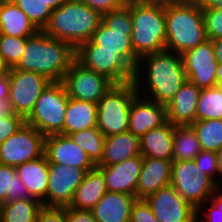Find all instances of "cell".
I'll return each instance as SVG.
<instances>
[{"label": "cell", "instance_id": "7", "mask_svg": "<svg viewBox=\"0 0 222 222\" xmlns=\"http://www.w3.org/2000/svg\"><path fill=\"white\" fill-rule=\"evenodd\" d=\"M68 94L62 81L50 82L40 94L25 122L42 135L63 134Z\"/></svg>", "mask_w": 222, "mask_h": 222}, {"label": "cell", "instance_id": "29", "mask_svg": "<svg viewBox=\"0 0 222 222\" xmlns=\"http://www.w3.org/2000/svg\"><path fill=\"white\" fill-rule=\"evenodd\" d=\"M201 150L197 134L191 125L174 127L173 161L194 160Z\"/></svg>", "mask_w": 222, "mask_h": 222}, {"label": "cell", "instance_id": "53", "mask_svg": "<svg viewBox=\"0 0 222 222\" xmlns=\"http://www.w3.org/2000/svg\"><path fill=\"white\" fill-rule=\"evenodd\" d=\"M8 71H9L8 67L5 65L2 57L0 56V75L8 73Z\"/></svg>", "mask_w": 222, "mask_h": 222}, {"label": "cell", "instance_id": "31", "mask_svg": "<svg viewBox=\"0 0 222 222\" xmlns=\"http://www.w3.org/2000/svg\"><path fill=\"white\" fill-rule=\"evenodd\" d=\"M42 203L35 199H22L0 205V222H36Z\"/></svg>", "mask_w": 222, "mask_h": 222}, {"label": "cell", "instance_id": "54", "mask_svg": "<svg viewBox=\"0 0 222 222\" xmlns=\"http://www.w3.org/2000/svg\"><path fill=\"white\" fill-rule=\"evenodd\" d=\"M203 0H174V2L178 3H193V4H200Z\"/></svg>", "mask_w": 222, "mask_h": 222}, {"label": "cell", "instance_id": "28", "mask_svg": "<svg viewBox=\"0 0 222 222\" xmlns=\"http://www.w3.org/2000/svg\"><path fill=\"white\" fill-rule=\"evenodd\" d=\"M97 127V104L69 97L63 124V134Z\"/></svg>", "mask_w": 222, "mask_h": 222}, {"label": "cell", "instance_id": "5", "mask_svg": "<svg viewBox=\"0 0 222 222\" xmlns=\"http://www.w3.org/2000/svg\"><path fill=\"white\" fill-rule=\"evenodd\" d=\"M130 14L133 27L131 39L136 56L141 59L165 50V4L130 3Z\"/></svg>", "mask_w": 222, "mask_h": 222}, {"label": "cell", "instance_id": "2", "mask_svg": "<svg viewBox=\"0 0 222 222\" xmlns=\"http://www.w3.org/2000/svg\"><path fill=\"white\" fill-rule=\"evenodd\" d=\"M75 60L76 48L72 44L39 31L27 37L25 51L15 69L36 72L51 82H57L63 80Z\"/></svg>", "mask_w": 222, "mask_h": 222}, {"label": "cell", "instance_id": "56", "mask_svg": "<svg viewBox=\"0 0 222 222\" xmlns=\"http://www.w3.org/2000/svg\"><path fill=\"white\" fill-rule=\"evenodd\" d=\"M218 86H219V88L221 89V91H222V84H218Z\"/></svg>", "mask_w": 222, "mask_h": 222}, {"label": "cell", "instance_id": "46", "mask_svg": "<svg viewBox=\"0 0 222 222\" xmlns=\"http://www.w3.org/2000/svg\"><path fill=\"white\" fill-rule=\"evenodd\" d=\"M211 41L214 48L216 61L218 63H222V37Z\"/></svg>", "mask_w": 222, "mask_h": 222}, {"label": "cell", "instance_id": "18", "mask_svg": "<svg viewBox=\"0 0 222 222\" xmlns=\"http://www.w3.org/2000/svg\"><path fill=\"white\" fill-rule=\"evenodd\" d=\"M145 98V99H144ZM167 122L166 106L137 94L130 106L128 130L142 137Z\"/></svg>", "mask_w": 222, "mask_h": 222}, {"label": "cell", "instance_id": "37", "mask_svg": "<svg viewBox=\"0 0 222 222\" xmlns=\"http://www.w3.org/2000/svg\"><path fill=\"white\" fill-rule=\"evenodd\" d=\"M207 38L214 40L222 37V9H202Z\"/></svg>", "mask_w": 222, "mask_h": 222}, {"label": "cell", "instance_id": "47", "mask_svg": "<svg viewBox=\"0 0 222 222\" xmlns=\"http://www.w3.org/2000/svg\"><path fill=\"white\" fill-rule=\"evenodd\" d=\"M201 9H222V0H203Z\"/></svg>", "mask_w": 222, "mask_h": 222}, {"label": "cell", "instance_id": "6", "mask_svg": "<svg viewBox=\"0 0 222 222\" xmlns=\"http://www.w3.org/2000/svg\"><path fill=\"white\" fill-rule=\"evenodd\" d=\"M130 3L102 15V21L87 41L95 50L116 51L134 71L140 60L132 46Z\"/></svg>", "mask_w": 222, "mask_h": 222}, {"label": "cell", "instance_id": "22", "mask_svg": "<svg viewBox=\"0 0 222 222\" xmlns=\"http://www.w3.org/2000/svg\"><path fill=\"white\" fill-rule=\"evenodd\" d=\"M136 199L130 194L107 191L91 211L97 222H130Z\"/></svg>", "mask_w": 222, "mask_h": 222}, {"label": "cell", "instance_id": "44", "mask_svg": "<svg viewBox=\"0 0 222 222\" xmlns=\"http://www.w3.org/2000/svg\"><path fill=\"white\" fill-rule=\"evenodd\" d=\"M209 203L211 205L210 207L207 206L208 208H205V211L197 210V219L199 218V216H203L200 220H204V222H222V211H220L219 208L212 201H209Z\"/></svg>", "mask_w": 222, "mask_h": 222}, {"label": "cell", "instance_id": "21", "mask_svg": "<svg viewBox=\"0 0 222 222\" xmlns=\"http://www.w3.org/2000/svg\"><path fill=\"white\" fill-rule=\"evenodd\" d=\"M200 91L201 89L187 80L166 106L167 121L174 126L192 125L196 121Z\"/></svg>", "mask_w": 222, "mask_h": 222}, {"label": "cell", "instance_id": "42", "mask_svg": "<svg viewBox=\"0 0 222 222\" xmlns=\"http://www.w3.org/2000/svg\"><path fill=\"white\" fill-rule=\"evenodd\" d=\"M86 4L91 9L98 11L101 15L123 7L121 0H77Z\"/></svg>", "mask_w": 222, "mask_h": 222}, {"label": "cell", "instance_id": "41", "mask_svg": "<svg viewBox=\"0 0 222 222\" xmlns=\"http://www.w3.org/2000/svg\"><path fill=\"white\" fill-rule=\"evenodd\" d=\"M36 222H68L66 206H42L37 214Z\"/></svg>", "mask_w": 222, "mask_h": 222}, {"label": "cell", "instance_id": "13", "mask_svg": "<svg viewBox=\"0 0 222 222\" xmlns=\"http://www.w3.org/2000/svg\"><path fill=\"white\" fill-rule=\"evenodd\" d=\"M68 97L80 101L98 103L115 85L110 79L85 68L77 60L62 80Z\"/></svg>", "mask_w": 222, "mask_h": 222}, {"label": "cell", "instance_id": "33", "mask_svg": "<svg viewBox=\"0 0 222 222\" xmlns=\"http://www.w3.org/2000/svg\"><path fill=\"white\" fill-rule=\"evenodd\" d=\"M191 126L202 150L217 152L222 148V119L196 120Z\"/></svg>", "mask_w": 222, "mask_h": 222}, {"label": "cell", "instance_id": "48", "mask_svg": "<svg viewBox=\"0 0 222 222\" xmlns=\"http://www.w3.org/2000/svg\"><path fill=\"white\" fill-rule=\"evenodd\" d=\"M210 201H212L219 210L222 211V187H218L216 189V192L211 196Z\"/></svg>", "mask_w": 222, "mask_h": 222}, {"label": "cell", "instance_id": "55", "mask_svg": "<svg viewBox=\"0 0 222 222\" xmlns=\"http://www.w3.org/2000/svg\"><path fill=\"white\" fill-rule=\"evenodd\" d=\"M125 5L129 3L139 2V0H121Z\"/></svg>", "mask_w": 222, "mask_h": 222}, {"label": "cell", "instance_id": "12", "mask_svg": "<svg viewBox=\"0 0 222 222\" xmlns=\"http://www.w3.org/2000/svg\"><path fill=\"white\" fill-rule=\"evenodd\" d=\"M76 60L115 84H127L134 79V70L116 51L95 50L87 41L76 48Z\"/></svg>", "mask_w": 222, "mask_h": 222}, {"label": "cell", "instance_id": "27", "mask_svg": "<svg viewBox=\"0 0 222 222\" xmlns=\"http://www.w3.org/2000/svg\"><path fill=\"white\" fill-rule=\"evenodd\" d=\"M39 30L29 17L10 0H0V34L27 38Z\"/></svg>", "mask_w": 222, "mask_h": 222}, {"label": "cell", "instance_id": "17", "mask_svg": "<svg viewBox=\"0 0 222 222\" xmlns=\"http://www.w3.org/2000/svg\"><path fill=\"white\" fill-rule=\"evenodd\" d=\"M44 154L49 163L75 166L83 168L86 172L96 167L88 154L73 142L68 135L53 134L46 136Z\"/></svg>", "mask_w": 222, "mask_h": 222}, {"label": "cell", "instance_id": "40", "mask_svg": "<svg viewBox=\"0 0 222 222\" xmlns=\"http://www.w3.org/2000/svg\"><path fill=\"white\" fill-rule=\"evenodd\" d=\"M130 222H159L145 199H136L131 210Z\"/></svg>", "mask_w": 222, "mask_h": 222}, {"label": "cell", "instance_id": "49", "mask_svg": "<svg viewBox=\"0 0 222 222\" xmlns=\"http://www.w3.org/2000/svg\"><path fill=\"white\" fill-rule=\"evenodd\" d=\"M217 156H218V178L219 176L222 177V148L219 149L217 152Z\"/></svg>", "mask_w": 222, "mask_h": 222}, {"label": "cell", "instance_id": "52", "mask_svg": "<svg viewBox=\"0 0 222 222\" xmlns=\"http://www.w3.org/2000/svg\"><path fill=\"white\" fill-rule=\"evenodd\" d=\"M173 1L174 0H139L140 3H161V4H168Z\"/></svg>", "mask_w": 222, "mask_h": 222}, {"label": "cell", "instance_id": "9", "mask_svg": "<svg viewBox=\"0 0 222 222\" xmlns=\"http://www.w3.org/2000/svg\"><path fill=\"white\" fill-rule=\"evenodd\" d=\"M170 185L197 210H204L218 188L194 160L172 161Z\"/></svg>", "mask_w": 222, "mask_h": 222}, {"label": "cell", "instance_id": "51", "mask_svg": "<svg viewBox=\"0 0 222 222\" xmlns=\"http://www.w3.org/2000/svg\"><path fill=\"white\" fill-rule=\"evenodd\" d=\"M216 80H217V85L222 84V63H218L216 71Z\"/></svg>", "mask_w": 222, "mask_h": 222}, {"label": "cell", "instance_id": "23", "mask_svg": "<svg viewBox=\"0 0 222 222\" xmlns=\"http://www.w3.org/2000/svg\"><path fill=\"white\" fill-rule=\"evenodd\" d=\"M15 170L31 197L42 203L46 199L48 188L49 162L46 155L22 163Z\"/></svg>", "mask_w": 222, "mask_h": 222}, {"label": "cell", "instance_id": "20", "mask_svg": "<svg viewBox=\"0 0 222 222\" xmlns=\"http://www.w3.org/2000/svg\"><path fill=\"white\" fill-rule=\"evenodd\" d=\"M172 161L143 157L136 187L137 199H146L159 189L170 185Z\"/></svg>", "mask_w": 222, "mask_h": 222}, {"label": "cell", "instance_id": "15", "mask_svg": "<svg viewBox=\"0 0 222 222\" xmlns=\"http://www.w3.org/2000/svg\"><path fill=\"white\" fill-rule=\"evenodd\" d=\"M85 174L83 168L49 163L48 188L42 206H68Z\"/></svg>", "mask_w": 222, "mask_h": 222}, {"label": "cell", "instance_id": "25", "mask_svg": "<svg viewBox=\"0 0 222 222\" xmlns=\"http://www.w3.org/2000/svg\"><path fill=\"white\" fill-rule=\"evenodd\" d=\"M174 125L167 121L139 138L140 153L143 157L173 160Z\"/></svg>", "mask_w": 222, "mask_h": 222}, {"label": "cell", "instance_id": "24", "mask_svg": "<svg viewBox=\"0 0 222 222\" xmlns=\"http://www.w3.org/2000/svg\"><path fill=\"white\" fill-rule=\"evenodd\" d=\"M139 138L129 130L105 137L103 156L97 166H110L140 156Z\"/></svg>", "mask_w": 222, "mask_h": 222}, {"label": "cell", "instance_id": "38", "mask_svg": "<svg viewBox=\"0 0 222 222\" xmlns=\"http://www.w3.org/2000/svg\"><path fill=\"white\" fill-rule=\"evenodd\" d=\"M194 161L218 187H222L218 178H215V175H218V156L216 152L201 150V152L195 157Z\"/></svg>", "mask_w": 222, "mask_h": 222}, {"label": "cell", "instance_id": "30", "mask_svg": "<svg viewBox=\"0 0 222 222\" xmlns=\"http://www.w3.org/2000/svg\"><path fill=\"white\" fill-rule=\"evenodd\" d=\"M21 9L39 30L48 24L53 10L59 8L66 0H10Z\"/></svg>", "mask_w": 222, "mask_h": 222}, {"label": "cell", "instance_id": "19", "mask_svg": "<svg viewBox=\"0 0 222 222\" xmlns=\"http://www.w3.org/2000/svg\"><path fill=\"white\" fill-rule=\"evenodd\" d=\"M143 156H136L115 165L97 166L103 173L107 191L121 192L136 197L138 177Z\"/></svg>", "mask_w": 222, "mask_h": 222}, {"label": "cell", "instance_id": "4", "mask_svg": "<svg viewBox=\"0 0 222 222\" xmlns=\"http://www.w3.org/2000/svg\"><path fill=\"white\" fill-rule=\"evenodd\" d=\"M165 50L182 54L206 41L200 4L170 2L165 4Z\"/></svg>", "mask_w": 222, "mask_h": 222}, {"label": "cell", "instance_id": "3", "mask_svg": "<svg viewBox=\"0 0 222 222\" xmlns=\"http://www.w3.org/2000/svg\"><path fill=\"white\" fill-rule=\"evenodd\" d=\"M102 21V15L77 0H66L53 10L43 32L77 48L89 41Z\"/></svg>", "mask_w": 222, "mask_h": 222}, {"label": "cell", "instance_id": "35", "mask_svg": "<svg viewBox=\"0 0 222 222\" xmlns=\"http://www.w3.org/2000/svg\"><path fill=\"white\" fill-rule=\"evenodd\" d=\"M222 119V91L219 86L201 89L196 120Z\"/></svg>", "mask_w": 222, "mask_h": 222}, {"label": "cell", "instance_id": "32", "mask_svg": "<svg viewBox=\"0 0 222 222\" xmlns=\"http://www.w3.org/2000/svg\"><path fill=\"white\" fill-rule=\"evenodd\" d=\"M22 199L32 197L18 177L15 167L0 164V205Z\"/></svg>", "mask_w": 222, "mask_h": 222}, {"label": "cell", "instance_id": "43", "mask_svg": "<svg viewBox=\"0 0 222 222\" xmlns=\"http://www.w3.org/2000/svg\"><path fill=\"white\" fill-rule=\"evenodd\" d=\"M68 222H97L91 210L76 209L66 206Z\"/></svg>", "mask_w": 222, "mask_h": 222}, {"label": "cell", "instance_id": "8", "mask_svg": "<svg viewBox=\"0 0 222 222\" xmlns=\"http://www.w3.org/2000/svg\"><path fill=\"white\" fill-rule=\"evenodd\" d=\"M137 94L133 81L115 84L97 103V128L105 137L128 131L130 106Z\"/></svg>", "mask_w": 222, "mask_h": 222}, {"label": "cell", "instance_id": "26", "mask_svg": "<svg viewBox=\"0 0 222 222\" xmlns=\"http://www.w3.org/2000/svg\"><path fill=\"white\" fill-rule=\"evenodd\" d=\"M107 192L102 171L96 166L86 172L67 207L91 210Z\"/></svg>", "mask_w": 222, "mask_h": 222}, {"label": "cell", "instance_id": "16", "mask_svg": "<svg viewBox=\"0 0 222 222\" xmlns=\"http://www.w3.org/2000/svg\"><path fill=\"white\" fill-rule=\"evenodd\" d=\"M159 222H196L197 209L169 185L145 199Z\"/></svg>", "mask_w": 222, "mask_h": 222}, {"label": "cell", "instance_id": "1", "mask_svg": "<svg viewBox=\"0 0 222 222\" xmlns=\"http://www.w3.org/2000/svg\"><path fill=\"white\" fill-rule=\"evenodd\" d=\"M186 81L182 55L168 50L143 56L138 61L133 79L139 95L165 106Z\"/></svg>", "mask_w": 222, "mask_h": 222}, {"label": "cell", "instance_id": "50", "mask_svg": "<svg viewBox=\"0 0 222 222\" xmlns=\"http://www.w3.org/2000/svg\"><path fill=\"white\" fill-rule=\"evenodd\" d=\"M10 112L9 104L0 101V116L6 115Z\"/></svg>", "mask_w": 222, "mask_h": 222}, {"label": "cell", "instance_id": "14", "mask_svg": "<svg viewBox=\"0 0 222 222\" xmlns=\"http://www.w3.org/2000/svg\"><path fill=\"white\" fill-rule=\"evenodd\" d=\"M187 80L199 89L217 86L216 71L218 62L212 41L207 39L202 44L186 50L181 54Z\"/></svg>", "mask_w": 222, "mask_h": 222}, {"label": "cell", "instance_id": "11", "mask_svg": "<svg viewBox=\"0 0 222 222\" xmlns=\"http://www.w3.org/2000/svg\"><path fill=\"white\" fill-rule=\"evenodd\" d=\"M45 136L24 122L0 144V164L17 167L44 155Z\"/></svg>", "mask_w": 222, "mask_h": 222}, {"label": "cell", "instance_id": "10", "mask_svg": "<svg viewBox=\"0 0 222 222\" xmlns=\"http://www.w3.org/2000/svg\"><path fill=\"white\" fill-rule=\"evenodd\" d=\"M10 111L24 119L31 113L40 94L51 82L36 73L11 68L8 71Z\"/></svg>", "mask_w": 222, "mask_h": 222}, {"label": "cell", "instance_id": "36", "mask_svg": "<svg viewBox=\"0 0 222 222\" xmlns=\"http://www.w3.org/2000/svg\"><path fill=\"white\" fill-rule=\"evenodd\" d=\"M27 38L0 34V56L8 69L15 68L25 51Z\"/></svg>", "mask_w": 222, "mask_h": 222}, {"label": "cell", "instance_id": "34", "mask_svg": "<svg viewBox=\"0 0 222 222\" xmlns=\"http://www.w3.org/2000/svg\"><path fill=\"white\" fill-rule=\"evenodd\" d=\"M70 139L83 149L97 166L103 156L105 136L97 127L68 134Z\"/></svg>", "mask_w": 222, "mask_h": 222}, {"label": "cell", "instance_id": "39", "mask_svg": "<svg viewBox=\"0 0 222 222\" xmlns=\"http://www.w3.org/2000/svg\"><path fill=\"white\" fill-rule=\"evenodd\" d=\"M25 122V119L13 112L0 116V144L14 134L20 126Z\"/></svg>", "mask_w": 222, "mask_h": 222}, {"label": "cell", "instance_id": "45", "mask_svg": "<svg viewBox=\"0 0 222 222\" xmlns=\"http://www.w3.org/2000/svg\"><path fill=\"white\" fill-rule=\"evenodd\" d=\"M9 98V78L8 73L0 75V101L8 102Z\"/></svg>", "mask_w": 222, "mask_h": 222}]
</instances>
